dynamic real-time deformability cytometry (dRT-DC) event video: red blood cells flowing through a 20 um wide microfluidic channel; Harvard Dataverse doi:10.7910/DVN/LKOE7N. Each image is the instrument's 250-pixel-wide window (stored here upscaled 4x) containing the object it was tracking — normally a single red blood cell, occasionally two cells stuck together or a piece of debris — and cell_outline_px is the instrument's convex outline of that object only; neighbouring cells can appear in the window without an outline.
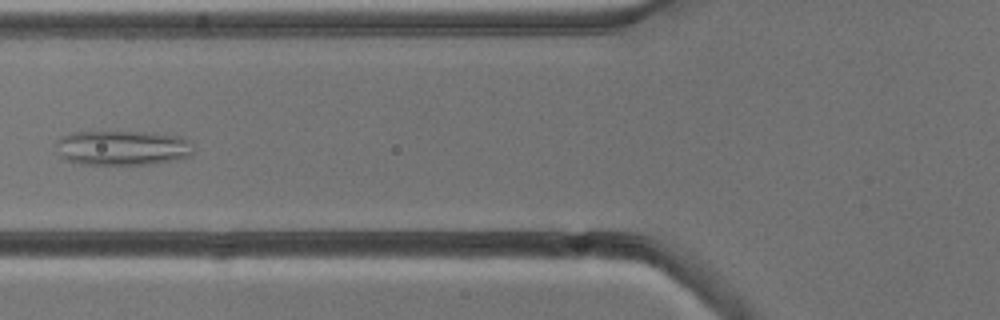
{"species": "common noctule bat (a hibernating species)", "species_latin": "Nyctalus noctula", "temperature_condition": "cold", "stored_images_in_passage": 5, "camera_frame_rate_fps": 3000, "um_per_image_px": 0.085, "animal": {"sex": "male", "body_mass_g": 13.3}, "frame": {"image": 1, "passage_image": 4, "time_ms": 3.667, "image_size_px": [1000, 320], "cell_outline_px": [[196, 148], [192, 156], [176, 160], [148, 164], [76, 164], [64, 160], [60, 156], [56, 144], [56, 140], [60, 136], [72, 132], [152, 132], [180, 136], [188, 140]], "centroid_in_image_um": [10.43, 12.57], "position_along_channel_um": 115.4, "area_um2": 28.38}}